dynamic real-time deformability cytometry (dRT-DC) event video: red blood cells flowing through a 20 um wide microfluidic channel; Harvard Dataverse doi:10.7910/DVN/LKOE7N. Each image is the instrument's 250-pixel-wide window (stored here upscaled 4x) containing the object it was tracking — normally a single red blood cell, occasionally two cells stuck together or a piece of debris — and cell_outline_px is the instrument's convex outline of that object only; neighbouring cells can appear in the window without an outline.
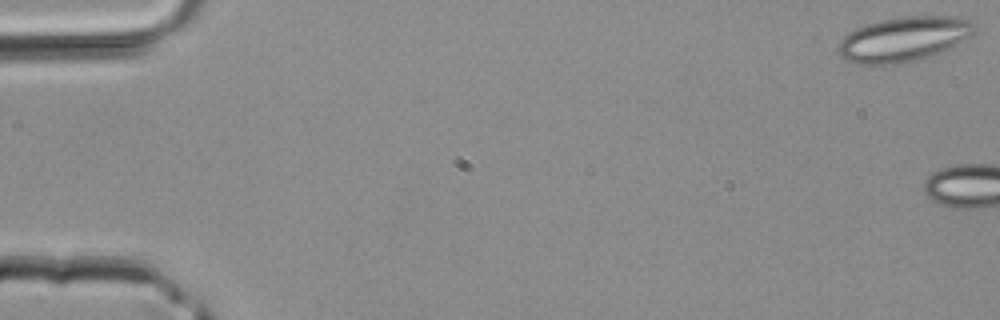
{"species": "common noctule bat (a hibernating species)", "species_latin": "Nyctalus noctula", "temperature_condition": "room temperature", "stored_images_in_passage": 4, "camera_frame_rate_fps": 3000, "um_per_image_px": 0.085, "animal": {"sex": "male", "body_mass_g": 20.4}, "frame": {"image": 1, "passage_image": 1, "time_ms": 0.0, "image_size_px": [1000, 320], "cell_outline_px": [[976, 32], [972, 36], [948, 48], [916, 60], [904, 64], [860, 64], [848, 60], [840, 56], [836, 52], [836, 48], [840, 40], [848, 32], [856, 28], [880, 20], [904, 16], [952, 16], [968, 20], [976, 24]], "centroid_in_image_um": [76.79, 3.32], "position_along_channel_um": 8.2, "area_um2": 35.49}}